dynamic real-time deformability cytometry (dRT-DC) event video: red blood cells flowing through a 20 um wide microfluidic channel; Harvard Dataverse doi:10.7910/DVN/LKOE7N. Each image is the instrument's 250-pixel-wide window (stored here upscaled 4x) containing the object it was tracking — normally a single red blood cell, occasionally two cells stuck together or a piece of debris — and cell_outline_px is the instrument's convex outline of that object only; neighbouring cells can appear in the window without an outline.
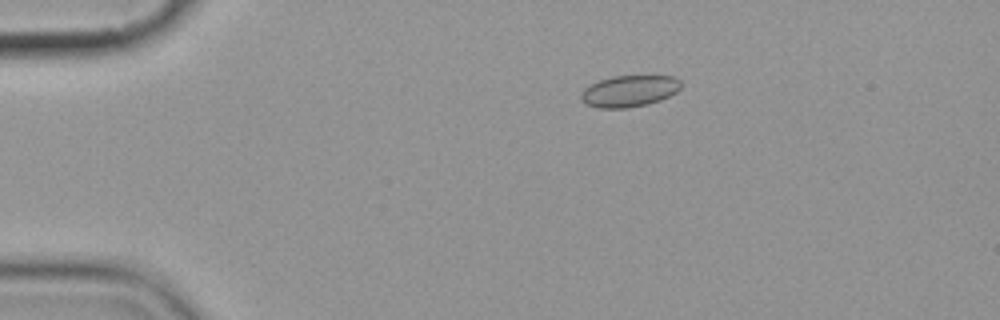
{"species": "common noctule bat (a hibernating species)", "species_latin": "Nyctalus noctula", "temperature_condition": "cold", "stored_images_in_passage": 5, "camera_frame_rate_fps": 3000, "um_per_image_px": 0.085, "animal": {"sex": "female", "body_mass_g": 19.9}, "frame": {"image": 1, "passage_image": 3, "time_ms": 3.0, "image_size_px": [1000, 320], "cell_outline_px": [[680, 88], [676, 92], [660, 100], [648, 104], [628, 108], [596, 108], [584, 104], [580, 100], [580, 92], [588, 84], [612, 76], [672, 76], [680, 80]], "centroid_in_image_um": [53.42, 7.75], "position_along_channel_um": 31.6, "area_um2": 18.55}}